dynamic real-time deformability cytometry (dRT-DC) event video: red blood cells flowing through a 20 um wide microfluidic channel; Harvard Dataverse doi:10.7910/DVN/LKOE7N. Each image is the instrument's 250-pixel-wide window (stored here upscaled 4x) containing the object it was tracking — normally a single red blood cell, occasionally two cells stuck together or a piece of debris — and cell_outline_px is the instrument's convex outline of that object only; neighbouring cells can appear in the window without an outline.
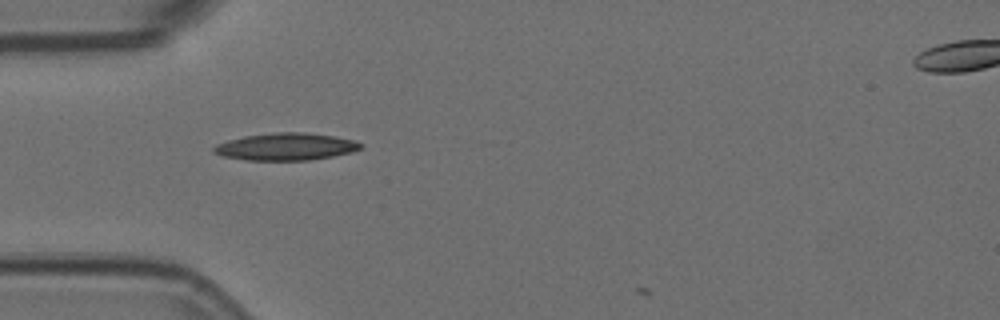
{"species": "Egyptian fruit bat (a non-hibernating species)", "species_latin": "Rousettus aegyptiacus", "temperature_condition": "room temperature", "stored_images_in_passage": 2, "camera_frame_rate_fps": 3000, "um_per_image_px": 0.085, "animal": {"sex": "female"}, "frame": {"image": 1, "passage_image": 1, "time_ms": 0.0, "image_size_px": [1000, 320], "cell_outline_px": [[364, 148], [352, 152], [332, 156], [308, 160], [248, 160], [224, 156], [212, 152], [212, 148], [216, 144], [228, 140], [244, 136], [276, 132], [304, 132], [332, 136], [352, 140], [364, 144]], "centroid_in_image_um": [24.3, 12.46], "position_along_channel_um": 60.7, "area_um2": 23.24}}